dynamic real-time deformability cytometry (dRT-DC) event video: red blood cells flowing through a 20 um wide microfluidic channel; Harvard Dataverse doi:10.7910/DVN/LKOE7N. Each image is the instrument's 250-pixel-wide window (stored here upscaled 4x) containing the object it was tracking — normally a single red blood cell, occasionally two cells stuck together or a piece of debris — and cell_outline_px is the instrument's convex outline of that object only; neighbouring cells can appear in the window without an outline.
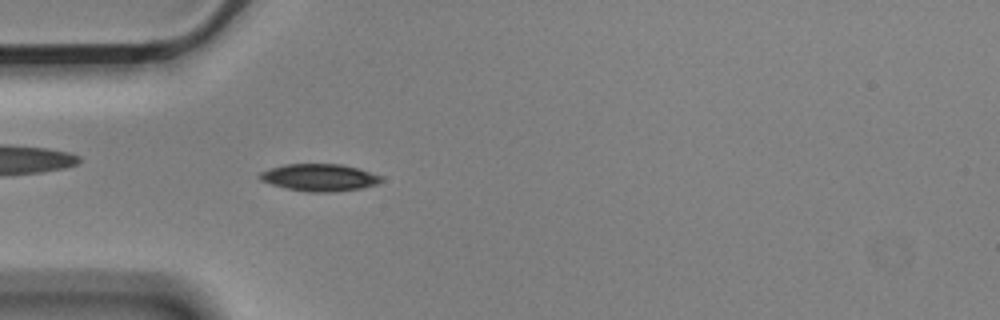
{"species": "Egyptian fruit bat (a non-hibernating species)", "species_latin": "Rousettus aegyptiacus", "temperature_condition": "cold", "stored_images_in_passage": 3, "camera_frame_rate_fps": 3000, "um_per_image_px": 0.085, "animal": {"sex": "male"}, "frame": {"image": 1, "passage_image": 3, "time_ms": 0.667, "image_size_px": [1000, 320], "cell_outline_px": [[384, 180], [376, 184], [360, 188], [332, 192], [308, 192], [288, 188], [272, 184], [260, 180], [256, 176], [260, 172], [284, 164], [344, 164], [360, 168], [384, 176]], "centroid_in_image_um": [27.19, 15.07], "position_along_channel_um": 57.8, "area_um2": 19.36}}